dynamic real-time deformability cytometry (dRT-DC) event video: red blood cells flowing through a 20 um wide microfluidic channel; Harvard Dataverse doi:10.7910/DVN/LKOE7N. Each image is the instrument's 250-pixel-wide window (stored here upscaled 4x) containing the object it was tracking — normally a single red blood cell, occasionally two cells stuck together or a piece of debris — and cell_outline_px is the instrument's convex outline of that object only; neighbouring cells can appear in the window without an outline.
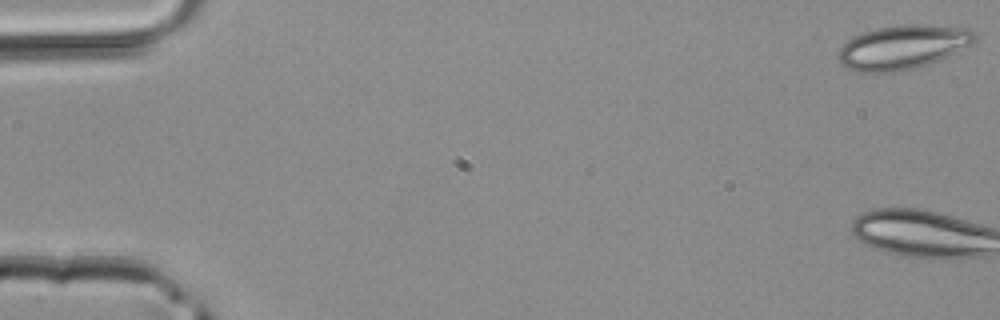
{"species": "common noctule bat (a hibernating species)", "species_latin": "Nyctalus noctula", "temperature_condition": "room temperature", "stored_images_in_passage": 3, "camera_frame_rate_fps": 3000, "um_per_image_px": 0.085, "animal": {"sex": "male", "body_mass_g": 20.4}, "frame": {"image": 1, "passage_image": 1, "time_ms": 0.0, "image_size_px": [1000, 320], "cell_outline_px": [[976, 40], [948, 56], [928, 64], [916, 68], [900, 72], [856, 72], [840, 64], [836, 60], [836, 52], [852, 36], [876, 28], [904, 24], [924, 24], [968, 28], [976, 32]], "centroid_in_image_um": [76.68, 4.01], "position_along_channel_um": 8.3, "area_um2": 35.37}}